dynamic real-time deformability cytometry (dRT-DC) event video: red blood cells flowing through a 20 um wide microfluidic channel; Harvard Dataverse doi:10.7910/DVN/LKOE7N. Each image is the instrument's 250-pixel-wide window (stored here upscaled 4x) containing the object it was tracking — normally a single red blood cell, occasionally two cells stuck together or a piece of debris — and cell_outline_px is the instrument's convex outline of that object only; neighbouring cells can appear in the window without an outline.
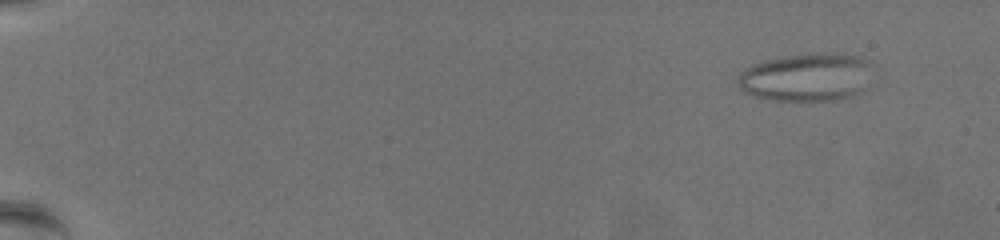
{"species": "common noctule bat (a hibernating species)", "species_latin": "Nyctalus noctula", "temperature_condition": "warm", "stored_images_in_passage": 65, "camera_frame_rate_fps": 3000, "um_per_image_px": 0.085, "animal": {"sex": "female", "body_mass_g": 19.5, "forearm_length_mm": 54.1}, "frame": {"image": 1, "passage_image": 7, "time_ms": 2.0, "image_size_px": [1000, 240], "cell_outline_px": [[868, 64], [856, 92], [848, 96], [832, 100], [776, 100], [756, 96], [740, 88], [736, 80], [740, 72], [756, 64], [768, 60], [788, 56], [860, 56], [868, 60]], "centroid_in_image_um": [68.37, 6.6], "position_along_channel_um": 16.6, "area_um2": 34.91}}
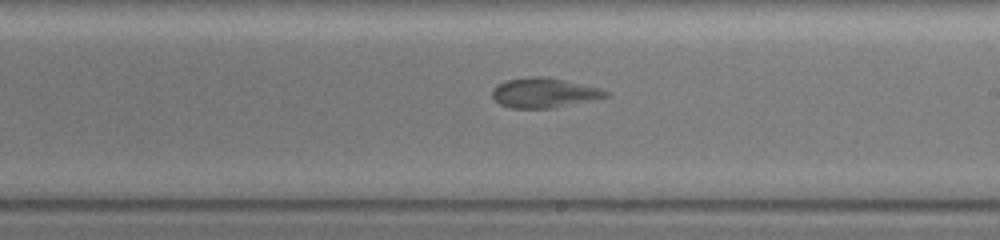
{"frame": {"image": 2, "passage_image": 42, "time_ms": 13.667, "image_size_px": [1000, 240], "cell_outline_px": [[612, 92], [608, 96], [552, 108], [512, 108], [500, 104], [492, 96], [492, 88], [496, 84], [508, 80], [532, 76], [544, 76], [564, 80], [600, 88]], "centroid_in_image_um": [46.22, 7.88], "position_along_channel_um": 242.8, "area_um2": 19.54}}
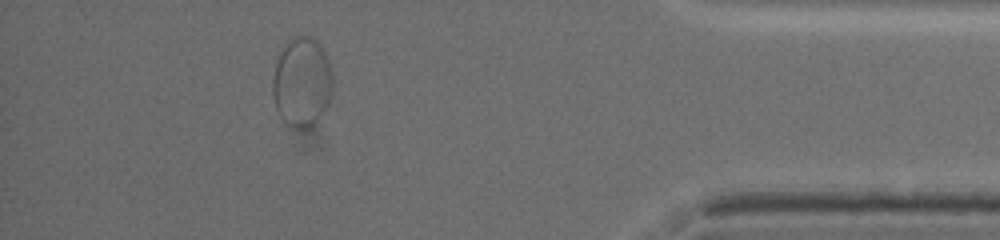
{"frame": {"image": 3, "passage_image": 60, "time_ms": 19.667, "image_size_px": [1000, 240], "cell_outline_px": [[332, 92], [328, 104], [324, 112], [308, 128], [296, 128], [276, 108], [272, 92], [272, 80], [276, 64], [280, 52], [284, 44], [288, 40], [296, 36], [308, 36], [316, 40], [320, 44], [328, 60], [332, 72]], "centroid_in_image_um": [25.68, 6.93], "position_along_channel_um": 409.5, "area_um2": 30.87}}